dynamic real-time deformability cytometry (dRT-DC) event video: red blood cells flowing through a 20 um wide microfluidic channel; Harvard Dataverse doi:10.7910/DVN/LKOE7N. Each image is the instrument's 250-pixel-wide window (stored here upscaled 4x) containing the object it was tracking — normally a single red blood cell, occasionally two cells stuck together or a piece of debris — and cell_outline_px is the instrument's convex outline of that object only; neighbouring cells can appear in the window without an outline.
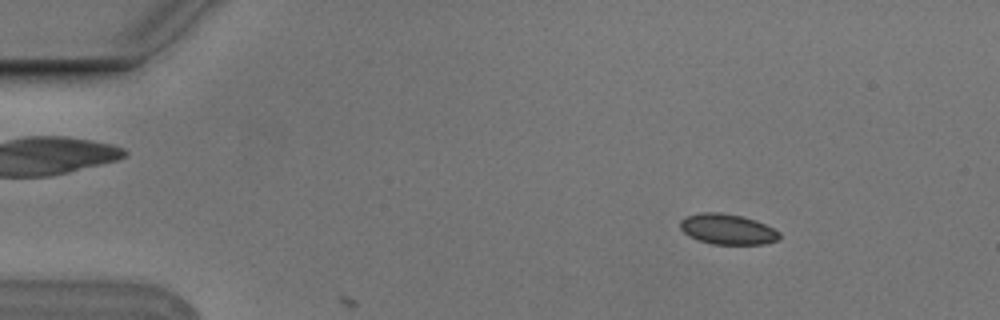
{"species": "Egyptian fruit bat (a non-hibernating species)", "species_latin": "Rousettus aegyptiacus", "temperature_condition": "cold", "stored_images_in_passage": 6, "camera_frame_rate_fps": 3000, "um_per_image_px": 0.085, "animal": {"sex": "male"}, "frame": {"image": 1, "passage_image": 2, "time_ms": 0.333, "image_size_px": [1000, 320], "cell_outline_px": [[780, 236], [776, 240], [764, 244], [712, 244], [688, 236], [680, 228], [680, 220], [684, 216], [700, 212], [720, 212], [744, 216], [756, 220], [780, 232]], "centroid_in_image_um": [61.8, 19.46], "position_along_channel_um": 23.2, "area_um2": 17.69}}